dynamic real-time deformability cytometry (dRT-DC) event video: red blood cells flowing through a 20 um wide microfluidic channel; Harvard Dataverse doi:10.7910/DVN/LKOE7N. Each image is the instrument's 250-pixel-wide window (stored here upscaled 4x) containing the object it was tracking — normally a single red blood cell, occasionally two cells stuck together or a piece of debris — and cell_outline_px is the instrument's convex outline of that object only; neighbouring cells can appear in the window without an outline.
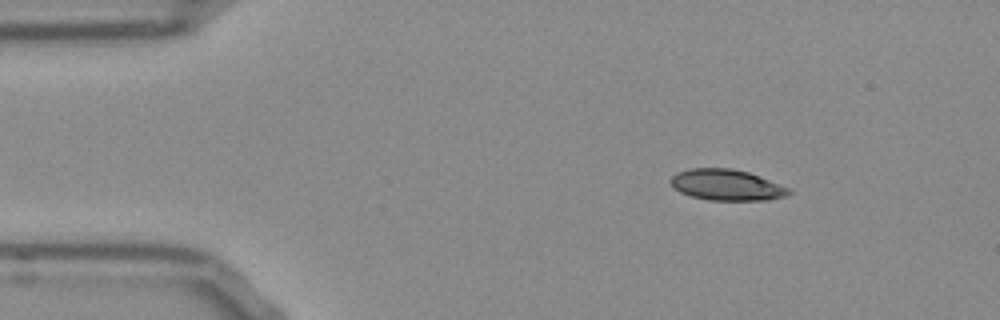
{"species": "Egyptian fruit bat (a non-hibernating species)", "species_latin": "Rousettus aegyptiacus", "temperature_condition": "room temperature", "stored_images_in_passage": 46, "camera_frame_rate_fps": 3000, "um_per_image_px": 0.085, "frame": {"image": 1, "passage_image": 1, "time_ms": 0.0, "image_size_px": [1000, 320], "cell_outline_px": [[792, 192], [788, 196], [768, 200], [708, 200], [692, 196], [680, 192], [668, 180], [676, 172], [692, 168], [732, 168], [748, 172], [788, 188]], "centroid_in_image_um": [61.75, 15.72], "position_along_channel_um": 23.3, "area_um2": 21.21}}
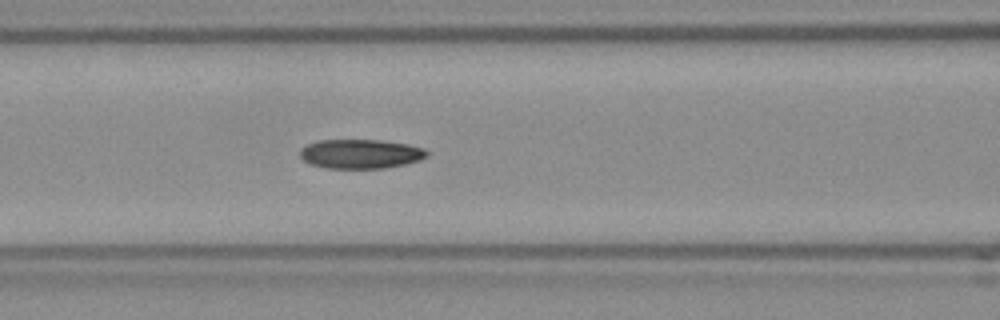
{"frame": {"image": 2, "passage_image": 15, "time_ms": 4.667, "image_size_px": [1000, 320], "cell_outline_px": [[428, 156], [420, 160], [404, 164], [384, 168], [328, 168], [312, 164], [304, 160], [300, 156], [300, 148], [316, 140], [380, 140], [408, 144], [424, 148], [428, 152]], "centroid_in_image_um": [30.66, 13.07], "position_along_channel_um": 135.9, "area_um2": 21.62}}
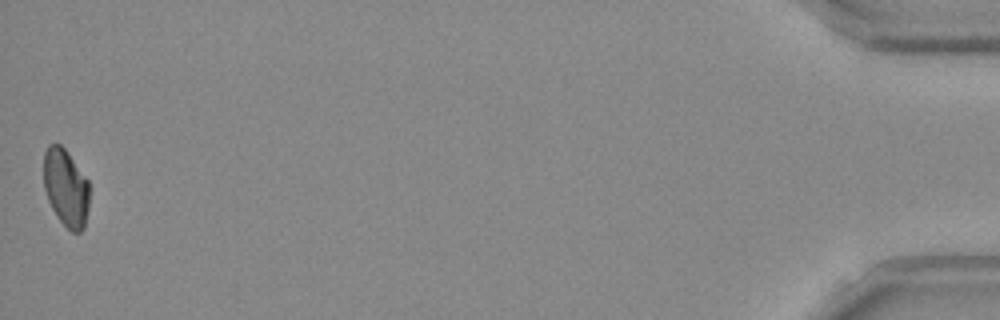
{"frame": {"image": 3, "passage_image": 46, "time_ms": 15.0, "image_size_px": [1000, 320], "cell_outline_px": [[88, 208], [84, 228], [80, 232], [72, 232], [56, 216], [48, 200], [44, 188], [44, 152], [48, 144], [60, 144], [64, 148], [88, 180]], "centroid_in_image_um": [5.59, 15.96], "position_along_channel_um": 429.6, "area_um2": 20.46}, "authors_computed_cell_mechanics": {"area_um2": 21.8773, "velocity_mm_per_s": 3.8316, "shape_relaxation_time_tau1_ms": 8.9908, "shape_relaxation_time_tau2_ms": null, "deformation_change_tau1": 0.1709, "deformation_change_tau2": null}}